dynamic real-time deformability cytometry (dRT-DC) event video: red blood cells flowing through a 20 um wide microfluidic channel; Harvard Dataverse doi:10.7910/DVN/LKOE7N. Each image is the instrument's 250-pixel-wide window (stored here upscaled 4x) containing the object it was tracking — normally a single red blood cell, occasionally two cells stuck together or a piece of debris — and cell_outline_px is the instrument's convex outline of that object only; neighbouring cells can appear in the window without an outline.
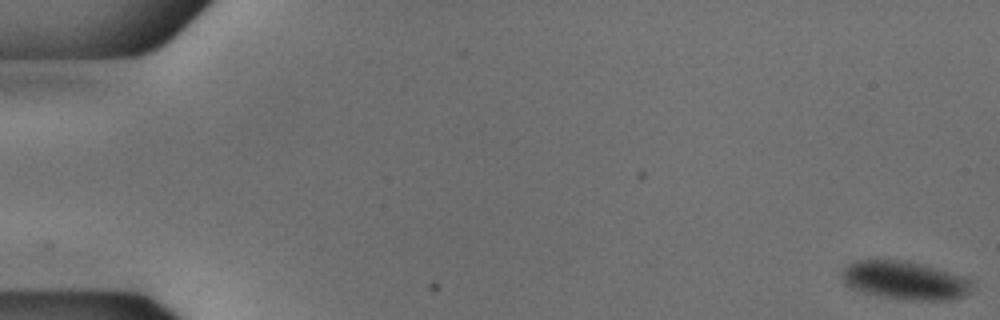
{"species": "common noctule bat (a hibernating species)", "species_latin": "Nyctalus noctula", "temperature_condition": "cold", "stored_images_in_passage": 55, "camera_frame_rate_fps": 3000, "um_per_image_px": 0.085, "animal": {"sex": "male", "body_mass_g": 18.8}, "frame": {"image": 1, "passage_image": 1, "time_ms": 0.0, "image_size_px": [1000, 320], "cell_outline_px": [[968, 284], [964, 292], [960, 296], [948, 300], [908, 300], [884, 296], [864, 292], [852, 288], [844, 284], [840, 280], [840, 272], [848, 264], [856, 260], [900, 260], [920, 264], [936, 268], [948, 272], [968, 280]], "centroid_in_image_um": [76.73, 23.82], "position_along_channel_um": 8.3, "area_um2": 28.15}}
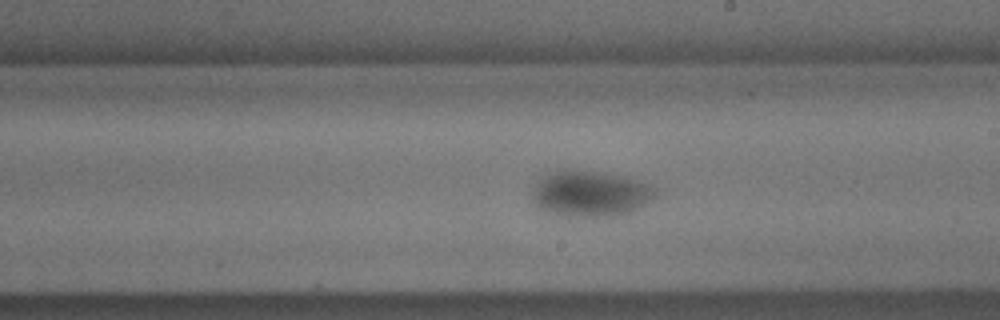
{"frame": {"image": 2, "passage_image": 32, "time_ms": 10.333, "image_size_px": [1000, 320], "cell_outline_px": [[656, 196], [652, 200], [640, 208], [632, 212], [616, 216], [576, 216], [552, 212], [536, 208], [532, 200], [532, 184], [536, 180], [552, 172], [564, 168], [624, 176], [648, 184], [656, 188]], "centroid_in_image_um": [50.16, 16.45], "position_along_channel_um": 238.8, "area_um2": 33.12}}
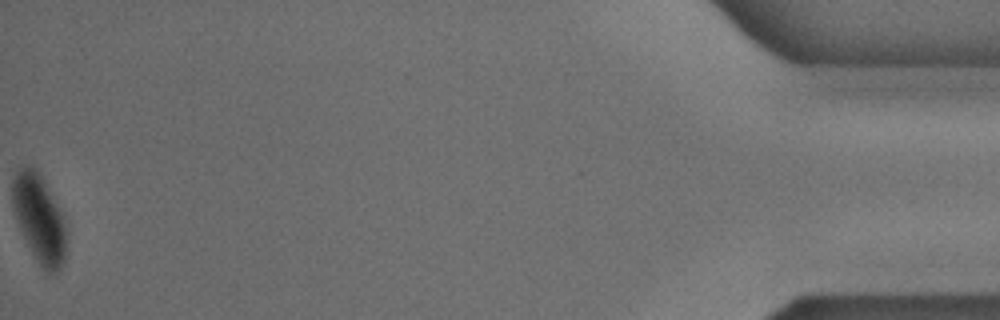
{"frame": {"image": 3, "passage_image": 55, "time_ms": 18.0, "image_size_px": [1000, 320], "cell_outline_px": [[68, 232], [64, 260], [60, 268], [56, 272], [44, 272], [32, 252], [16, 220], [12, 208], [12, 176], [24, 164], [28, 164], [40, 176], [56, 204], [60, 212]], "centroid_in_image_um": [3.32, 18.6], "position_along_channel_um": 431.9, "area_um2": 27.28}}